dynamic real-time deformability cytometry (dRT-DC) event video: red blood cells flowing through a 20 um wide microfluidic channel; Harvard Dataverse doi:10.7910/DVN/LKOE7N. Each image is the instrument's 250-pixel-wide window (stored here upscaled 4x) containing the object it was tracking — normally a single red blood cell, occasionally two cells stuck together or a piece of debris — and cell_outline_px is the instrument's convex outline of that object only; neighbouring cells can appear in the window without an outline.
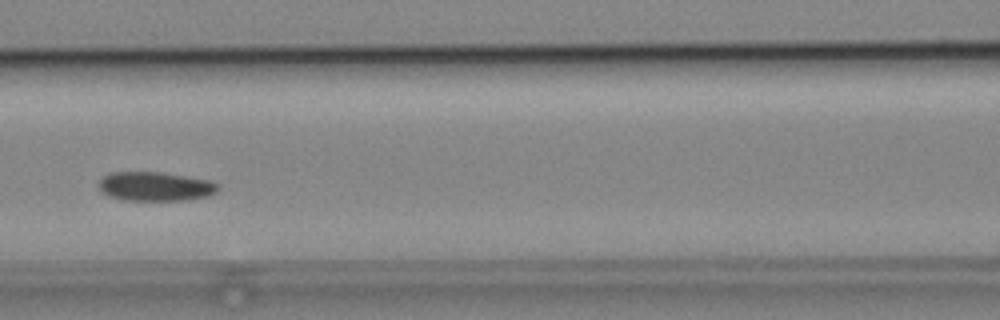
{"species": "common noctule bat (a hibernating species)", "species_latin": "Nyctalus noctula", "temperature_condition": "cold", "stored_images_in_passage": 7, "camera_frame_rate_fps": 3000, "um_per_image_px": 0.085, "animal": {"sex": "male", "body_mass_g": 19.2, "forearm_length_mm": 51.8}, "frame": {"image": 1, "passage_image": 7, "time_ms": 8.0, "image_size_px": [1000, 320], "cell_outline_px": [[220, 188], [216, 192], [208, 196], [184, 200], [124, 200], [108, 196], [100, 192], [96, 184], [104, 176], [112, 172], [160, 172], [208, 180], [216, 184]], "centroid_in_image_um": [13.13, 15.85], "position_along_channel_um": 153.5, "area_um2": 20.23}}